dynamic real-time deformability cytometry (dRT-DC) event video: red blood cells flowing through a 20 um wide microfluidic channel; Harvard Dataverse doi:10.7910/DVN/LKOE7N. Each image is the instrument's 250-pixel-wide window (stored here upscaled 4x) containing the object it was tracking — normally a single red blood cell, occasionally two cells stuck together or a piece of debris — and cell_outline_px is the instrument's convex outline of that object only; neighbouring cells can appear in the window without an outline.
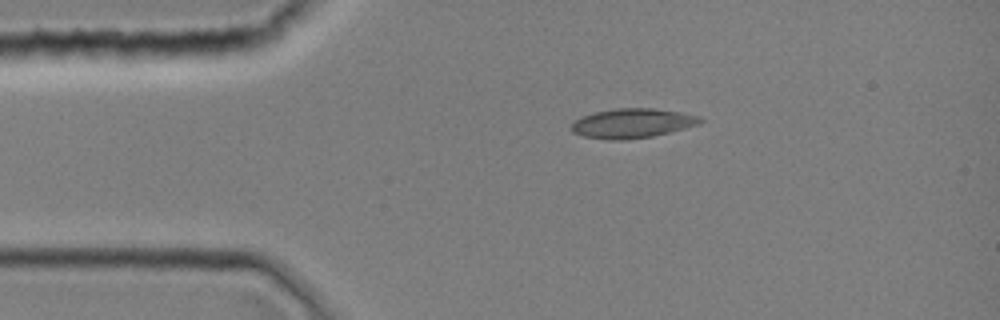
{"species": "common noctule bat (a hibernating species)", "species_latin": "Nyctalus noctula", "temperature_condition": "room temperature", "stored_images_in_passage": 2, "camera_frame_rate_fps": 3000, "um_per_image_px": 0.085, "animal": {"sex": "female", "body_mass_g": 19.0, "forearm_length_mm": 51.5}, "frame": {"image": 1, "passage_image": 2, "time_ms": 0.333, "image_size_px": [1000, 320], "cell_outline_px": [[704, 120], [700, 124], [652, 136], [624, 140], [612, 140], [584, 136], [572, 132], [572, 124], [580, 116], [596, 112], [616, 108], [652, 108], [680, 112], [700, 116]], "centroid_in_image_um": [53.75, 10.47], "position_along_channel_um": 31.2, "area_um2": 21.96}}